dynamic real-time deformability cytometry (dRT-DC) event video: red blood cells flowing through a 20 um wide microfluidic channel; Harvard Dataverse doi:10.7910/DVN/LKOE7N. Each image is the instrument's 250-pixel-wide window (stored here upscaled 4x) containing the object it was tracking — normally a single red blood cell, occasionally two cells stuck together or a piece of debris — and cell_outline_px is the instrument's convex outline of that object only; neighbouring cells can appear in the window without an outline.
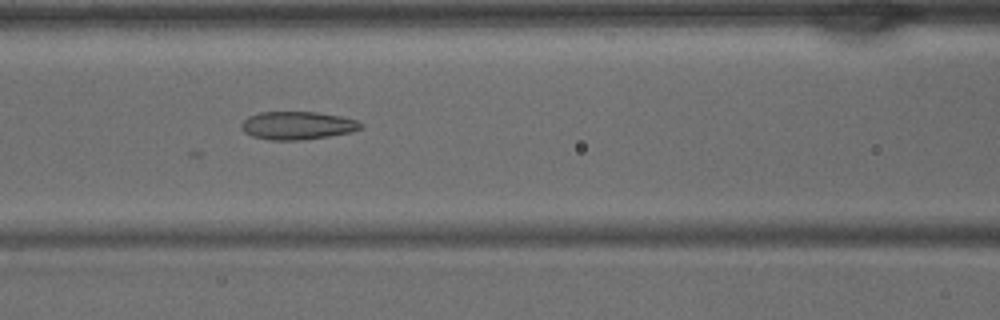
{"species": "common noctule bat (a hibernating species)", "species_latin": "Nyctalus noctula", "temperature_condition": "warm", "stored_images_in_passage": 31, "camera_frame_rate_fps": 3000, "um_per_image_px": 0.085, "animal": {"sex": "male", "body_mass_g": 15.6}, "frame": {"image": 1, "passage_image": 6, "time_ms": 1.667, "image_size_px": [1000, 320], "cell_outline_px": [[364, 128], [352, 132], [328, 136], [300, 140], [268, 140], [252, 136], [244, 132], [240, 124], [248, 116], [260, 112], [316, 112], [340, 116], [356, 120], [364, 124]], "centroid_in_image_um": [25.29, 10.67], "position_along_channel_um": 141.3, "area_um2": 19.59}}
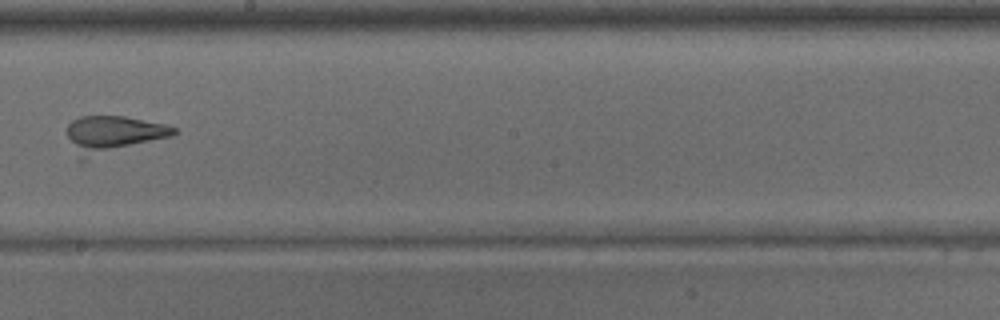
{"frame": {"image": 2, "passage_image": 12, "time_ms": 3.667, "image_size_px": [1000, 320], "cell_outline_px": [[176, 132], [172, 136], [84, 160], [80, 160], [68, 136], [68, 124], [72, 120], [80, 116], [124, 116], [168, 124], [176, 128]], "centroid_in_image_um": [9.63, 11.4], "position_along_channel_um": 238.6, "area_um2": 22.77}}
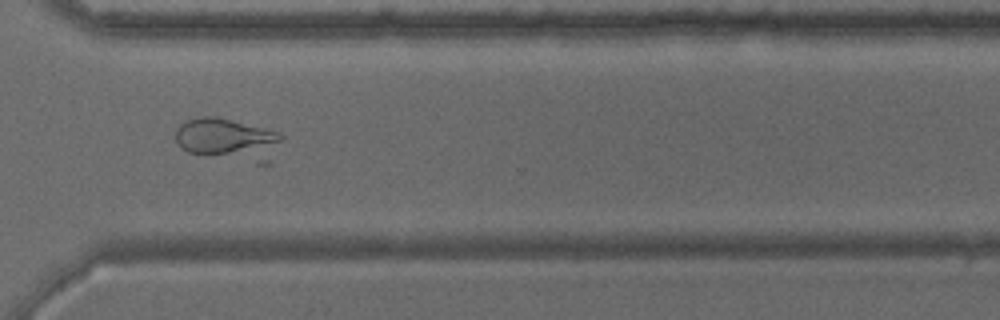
{"frame": {"image": 3, "passage_image": 19, "time_ms": 6.0, "image_size_px": [1000, 320], "cell_outline_px": [[284, 136], [280, 140], [268, 144], [228, 152], [188, 152], [180, 148], [176, 140], [176, 128], [180, 124], [188, 120], [204, 116], [212, 116], [232, 120], [280, 132]], "centroid_in_image_um": [18.86, 11.5], "position_along_channel_um": 351.7, "area_um2": 20.17}}